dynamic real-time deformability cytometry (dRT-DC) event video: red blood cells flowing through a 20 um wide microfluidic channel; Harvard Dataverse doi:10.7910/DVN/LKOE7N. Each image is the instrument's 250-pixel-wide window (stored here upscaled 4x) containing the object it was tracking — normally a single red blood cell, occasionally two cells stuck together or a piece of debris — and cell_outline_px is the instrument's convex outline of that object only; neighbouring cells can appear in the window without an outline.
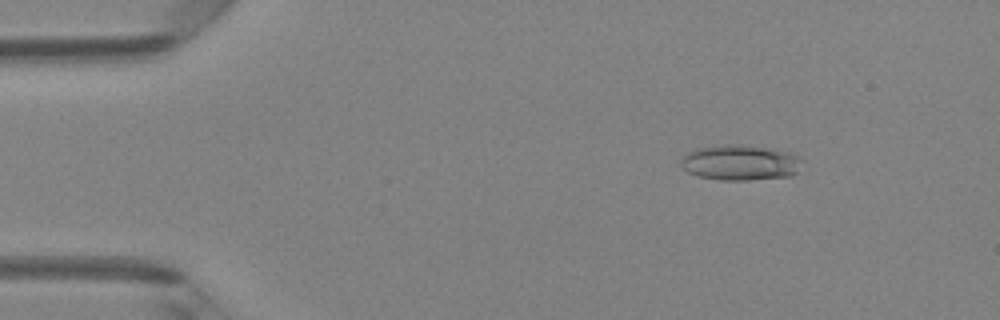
{"species": "Egyptian fruit bat (a non-hibernating species)", "species_latin": "Rousettus aegyptiacus", "temperature_condition": "room temperature", "stored_images_in_passage": 49, "camera_frame_rate_fps": 3000, "um_per_image_px": 0.085, "animal": {"sex": "female"}, "frame": {"image": 1, "passage_image": 7, "time_ms": 2.0, "image_size_px": [1000, 320], "cell_outline_px": [[804, 160], [796, 172], [792, 176], [748, 180], [720, 180], [696, 176], [680, 168], [680, 160], [688, 152], [696, 148], [728, 144], [740, 144], [792, 152]], "centroid_in_image_um": [62.91, 13.82], "position_along_channel_um": 22.1, "area_um2": 25.32}}
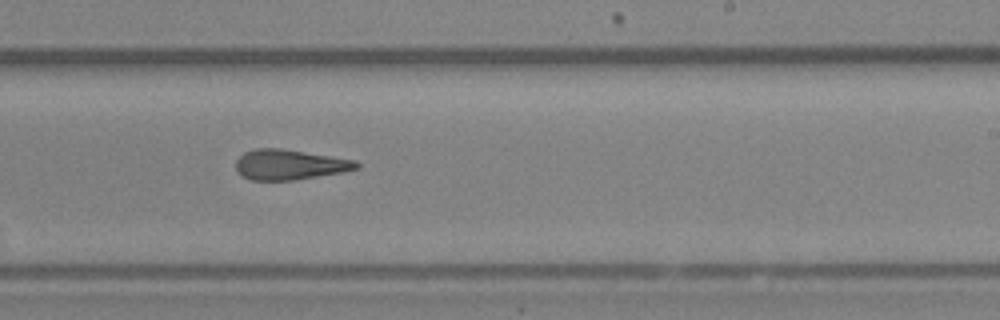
{"frame": {"image": 2, "passage_image": 30, "time_ms": 9.667, "image_size_px": [1000, 320], "cell_outline_px": [[360, 168], [340, 172], [292, 180], [252, 180], [244, 176], [236, 168], [236, 160], [244, 152], [256, 148], [280, 148], [356, 160], [360, 164]], "centroid_in_image_um": [24.62, 13.98], "position_along_channel_um": 264.4, "area_um2": 20.92}}
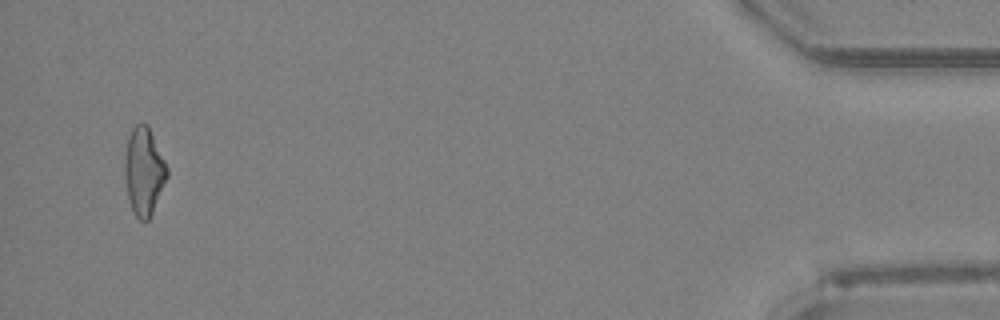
{"frame": {"image": 3, "passage_image": 47, "time_ms": 15.333, "image_size_px": [1000, 320], "cell_outline_px": [[168, 176], [152, 212], [148, 220], [140, 220], [136, 216], [128, 200], [124, 176], [124, 164], [128, 140], [132, 128], [136, 124], [148, 124], [168, 168]], "centroid_in_image_um": [12.23, 14.55], "position_along_channel_um": 423.0, "area_um2": 21.39}, "authors_computed_cell_mechanics": {"area_um2": 21.7906, "velocity_mm_per_s": 4.2253, "shape_relaxation_time_tau1_ms": 4.6475, "shape_relaxation_time_tau2_ms": 2.4748, "deformation_change_tau1": 0.1786, "deformation_change_tau2": 0.1504}}